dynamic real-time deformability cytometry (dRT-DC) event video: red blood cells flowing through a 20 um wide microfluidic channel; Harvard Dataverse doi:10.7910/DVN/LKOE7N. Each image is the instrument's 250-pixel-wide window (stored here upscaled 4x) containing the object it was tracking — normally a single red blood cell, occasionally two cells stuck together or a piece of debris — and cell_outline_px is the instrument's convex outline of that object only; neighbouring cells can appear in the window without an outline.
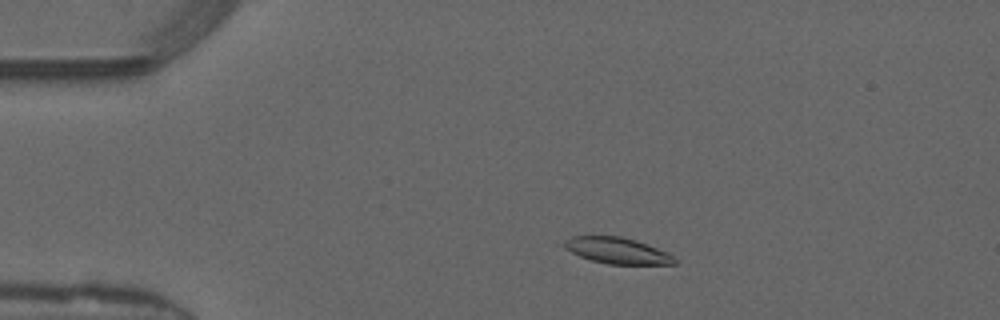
{"species": "common noctule bat (a hibernating species)", "species_latin": "Nyctalus noctula", "temperature_condition": "warm", "stored_images_in_passage": 43, "camera_frame_rate_fps": 3000, "um_per_image_px": 0.085, "animal": {"sex": "male", "forearm_length_mm": 52.5}, "frame": {"image": 1, "passage_image": 3, "time_ms": 0.667, "image_size_px": [1000, 320], "cell_outline_px": [[676, 264], [608, 264], [592, 260], [580, 256], [564, 248], [564, 240], [572, 236], [620, 236], [636, 240], [668, 252], [676, 260]], "centroid_in_image_um": [52.46, 21.3], "position_along_channel_um": 32.5, "area_um2": 16.7}}
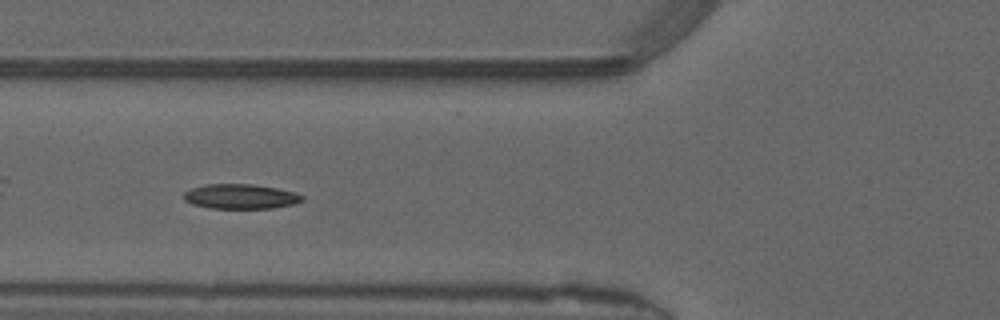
{"frame": {"image": 2, "passage_image": 12, "time_ms": 3.667, "image_size_px": [1000, 320], "cell_outline_px": [[304, 200], [296, 204], [272, 208], [208, 208], [192, 204], [184, 200], [184, 192], [192, 188], [204, 184], [252, 184], [276, 188], [296, 192], [304, 196]], "centroid_in_image_um": [20.47, 16.7], "position_along_channel_um": 105.3, "area_um2": 17.22}}
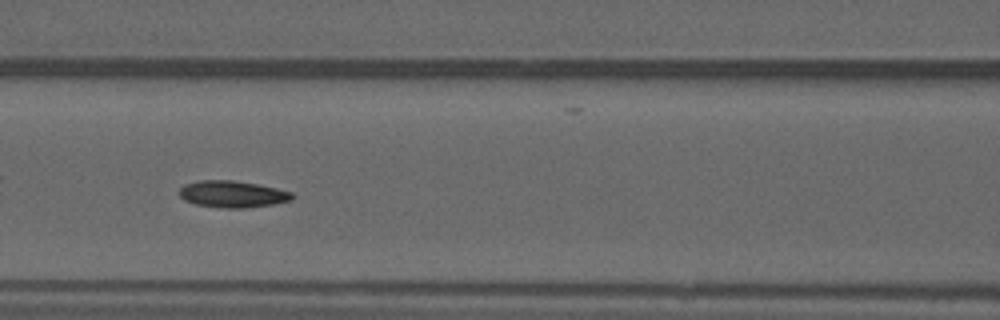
{"frame": {"image": 3, "passage_image": 15, "time_ms": 4.667, "image_size_px": [1000, 320], "cell_outline_px": [[292, 200], [272, 204], [244, 208], [224, 208], [196, 204], [184, 200], [180, 196], [180, 188], [184, 184], [200, 180], [232, 180], [256, 184], [276, 188], [292, 192]], "centroid_in_image_um": [19.74, 16.5], "position_along_channel_um": 146.9, "area_um2": 17.4}, "authors_computed_cell_mechanics": {"area_um2": 16.9932, "velocity_mm_per_s": 4.1407, "shape_relaxation_time_tau1_ms": null, "shape_relaxation_time_tau2_ms": 5.666, "deformation_change_tau1": null, "deformation_change_tau2": 0.1186}}